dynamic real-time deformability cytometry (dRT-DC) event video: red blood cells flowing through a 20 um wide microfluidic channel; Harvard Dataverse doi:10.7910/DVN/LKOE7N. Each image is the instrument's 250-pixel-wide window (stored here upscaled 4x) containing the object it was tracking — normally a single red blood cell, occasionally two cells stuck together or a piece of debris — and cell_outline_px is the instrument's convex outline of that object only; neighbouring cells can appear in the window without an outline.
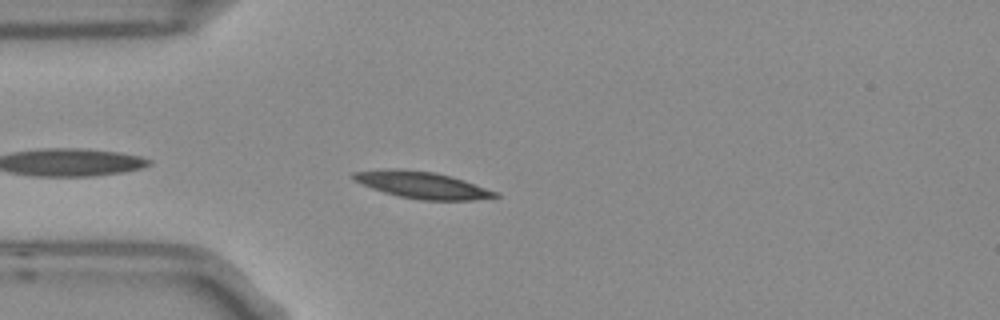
{"species": "Egyptian fruit bat (a non-hibernating species)", "species_latin": "Rousettus aegyptiacus", "temperature_condition": "room temperature", "stored_images_in_passage": 5, "camera_frame_rate_fps": 3000, "um_per_image_px": 0.085, "frame": {"image": 1, "passage_image": 4, "time_ms": 1.0, "image_size_px": [1000, 320], "cell_outline_px": [[500, 196], [472, 200], [420, 200], [400, 196], [384, 192], [372, 188], [356, 180], [352, 176], [352, 172], [384, 168], [400, 168], [436, 172], [452, 176], [464, 180], [496, 192]], "centroid_in_image_um": [35.86, 15.7], "position_along_channel_um": 49.1, "area_um2": 22.02}}